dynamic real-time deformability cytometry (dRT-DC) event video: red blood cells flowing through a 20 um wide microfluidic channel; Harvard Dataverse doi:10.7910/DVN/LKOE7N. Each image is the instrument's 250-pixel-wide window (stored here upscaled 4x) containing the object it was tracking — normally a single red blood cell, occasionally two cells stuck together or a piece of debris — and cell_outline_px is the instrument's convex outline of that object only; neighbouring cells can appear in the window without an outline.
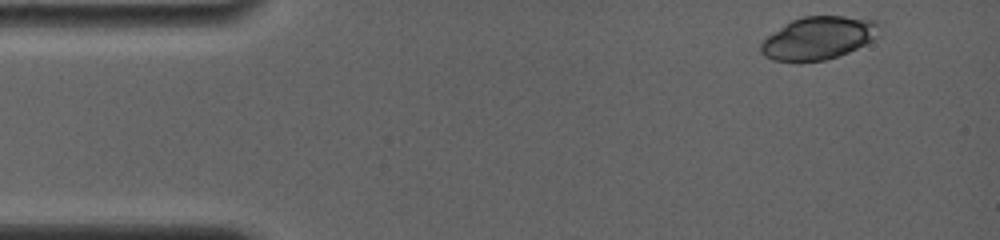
{"species": "common noctule bat (a hibernating species)", "species_latin": "Nyctalus noctula", "temperature_condition": "room temperature", "stored_images_in_passage": 8, "camera_frame_rate_fps": 4000, "um_per_image_px": 0.085, "animal": {"sex": "female", "body_mass_g": 19.0, "forearm_length_mm": 56.7}, "frame": {"image": 1, "passage_image": 1, "time_ms": 0.0, "image_size_px": [1000, 240], "cell_outline_px": [[880, 36], [848, 52], [824, 60], [772, 60], [764, 56], [760, 52], [760, 40], [784, 24], [792, 20], [804, 16], [844, 16], [880, 20]], "centroid_in_image_um": [69.58, 3.2], "position_along_channel_um": 15.4, "area_um2": 29.65}}
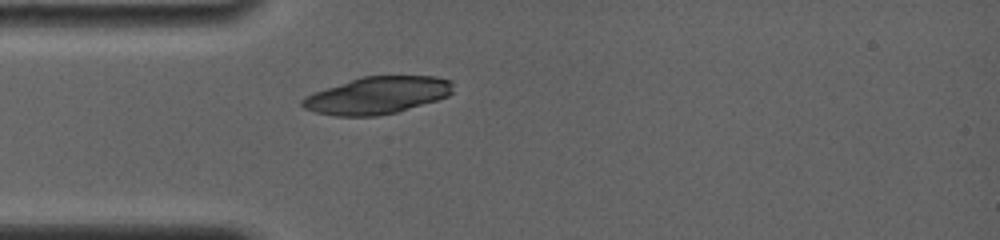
{"frame": {"image": 2, "passage_image": 8, "time_ms": 3.25, "image_size_px": [1000, 240], "cell_outline_px": [[452, 92], [448, 96], [436, 100], [396, 112], [376, 116], [336, 116], [316, 112], [304, 108], [300, 104], [300, 100], [304, 96], [312, 92], [364, 76], [436, 76], [452, 80]], "centroid_in_image_um": [32.04, 8.1], "position_along_channel_um": 53.0, "area_um2": 32.54}}